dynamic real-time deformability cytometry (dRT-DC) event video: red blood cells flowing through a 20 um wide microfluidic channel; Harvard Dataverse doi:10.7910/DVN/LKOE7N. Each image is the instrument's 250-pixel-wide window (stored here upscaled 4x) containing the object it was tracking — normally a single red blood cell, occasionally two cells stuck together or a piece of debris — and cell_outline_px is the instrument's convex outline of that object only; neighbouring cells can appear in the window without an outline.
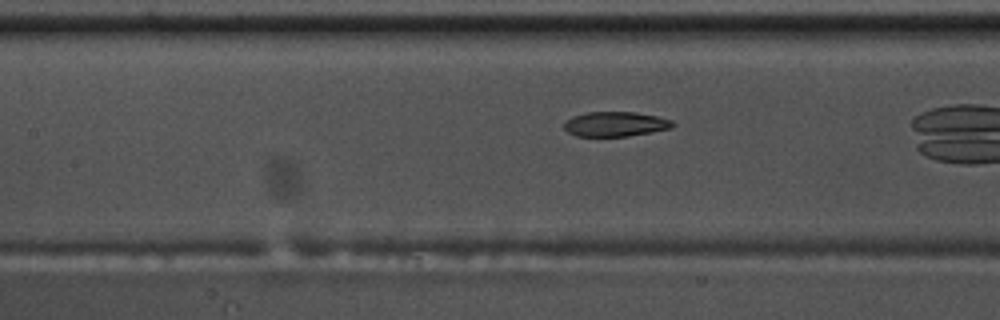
{"species": "common noctule bat (a hibernating species)", "species_latin": "Nyctalus noctula", "temperature_condition": "warm", "stored_images_in_passage": 40, "camera_frame_rate_fps": 3000, "um_per_image_px": 0.085, "animal": {"sex": "male", "body_mass_g": 17.5, "forearm_length_mm": 52.3}, "frame": {"image": 1, "passage_image": 23, "time_ms": 7.333, "image_size_px": [1000, 320], "cell_outline_px": [[676, 124], [672, 128], [652, 132], [628, 136], [576, 136], [568, 132], [564, 128], [564, 124], [572, 116], [588, 112], [636, 112], [656, 116], [672, 120]], "centroid_in_image_um": [52.33, 10.55], "position_along_channel_um": 155.1, "area_um2": 15.66}}